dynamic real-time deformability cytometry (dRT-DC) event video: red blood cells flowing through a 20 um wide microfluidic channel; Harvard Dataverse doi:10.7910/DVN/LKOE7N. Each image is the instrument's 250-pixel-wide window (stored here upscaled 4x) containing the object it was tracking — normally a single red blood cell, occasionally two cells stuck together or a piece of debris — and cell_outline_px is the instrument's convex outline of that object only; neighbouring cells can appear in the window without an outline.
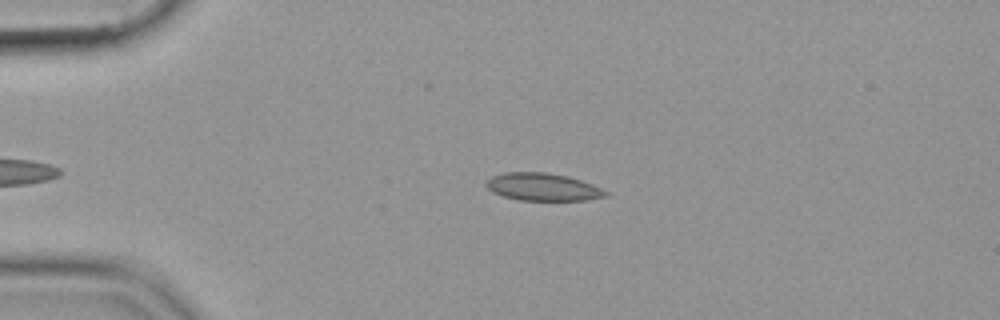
{"species": "common noctule bat (a hibernating species)", "species_latin": "Nyctalus noctula", "temperature_condition": "cold", "stored_images_in_passage": 41, "camera_frame_rate_fps": 3000, "um_per_image_px": 0.085, "animal": {"sex": "female", "body_mass_g": 19.9}, "frame": {"image": 1, "passage_image": 5, "time_ms": 1.333, "image_size_px": [1000, 320], "cell_outline_px": [[608, 196], [584, 200], [520, 200], [504, 196], [492, 192], [484, 184], [492, 176], [504, 172], [544, 172], [568, 176], [592, 184], [608, 192]], "centroid_in_image_um": [46.12, 15.89], "position_along_channel_um": 38.9, "area_um2": 19.07}}
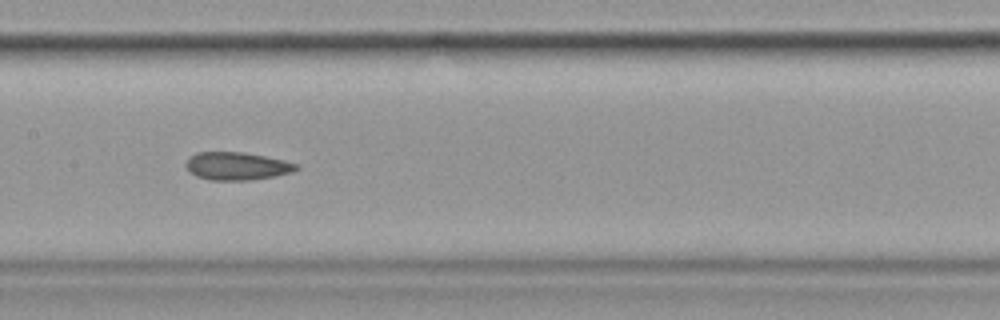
{"frame": {"image": 2, "passage_image": 20, "time_ms": 6.333, "image_size_px": [1000, 320], "cell_outline_px": [[300, 168], [292, 172], [272, 176], [248, 180], [208, 180], [196, 176], [184, 164], [196, 152], [244, 152], [284, 160], [296, 164]], "centroid_in_image_um": [20.13, 14.11], "position_along_channel_um": 187.3, "area_um2": 17.69}}
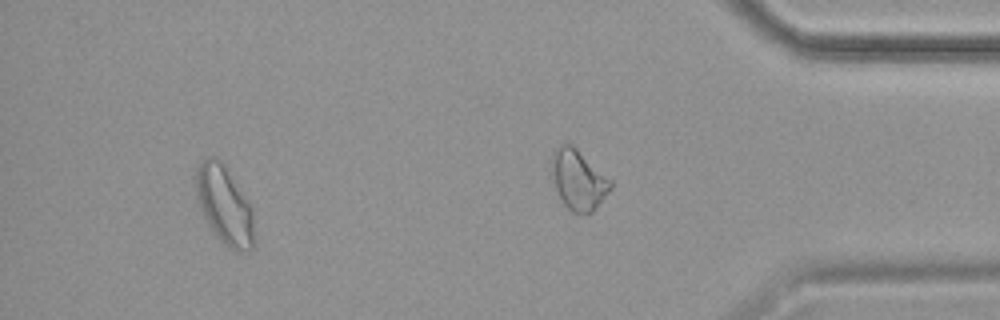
{"frame": {"image": 3, "passage_image": 37, "time_ms": 12.0, "image_size_px": [1000, 320], "cell_outline_px": [[256, 244], [252, 248], [236, 252], [232, 252], [208, 228], [200, 212], [196, 192], [196, 172], [200, 160], [204, 156], [216, 156], [228, 168], [248, 200], [252, 208], [256, 240]], "centroid_in_image_um": [19.08, 17.45], "position_along_channel_um": 416.1, "area_um2": 27.57}}